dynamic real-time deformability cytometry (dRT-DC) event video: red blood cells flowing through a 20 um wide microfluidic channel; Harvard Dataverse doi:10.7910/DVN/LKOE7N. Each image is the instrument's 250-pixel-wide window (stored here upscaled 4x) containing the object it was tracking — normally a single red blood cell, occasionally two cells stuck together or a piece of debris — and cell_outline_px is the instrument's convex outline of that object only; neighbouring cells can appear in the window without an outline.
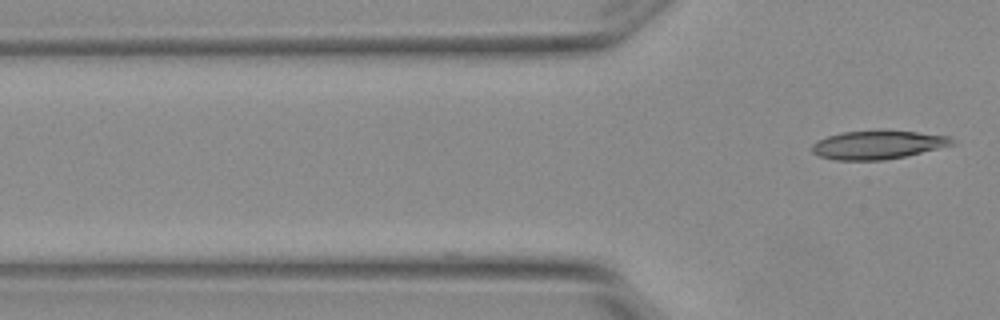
{"species": "Egyptian fruit bat (a non-hibernating species)", "species_latin": "Rousettus aegyptiacus", "temperature_condition": "warm", "stored_images_in_passage": 6, "segment_of_instrument_passage": [2, 2], "camera_frame_rate_fps": 3000, "um_per_image_px": 0.085, "animal": {"sex": "female"}, "frame": {"image": 1, "passage_image": 6, "time_ms": 1.667, "image_size_px": [1000, 320], "cell_outline_px": [[956, 144], [904, 156], [884, 160], [836, 160], [820, 156], [812, 152], [812, 144], [816, 140], [840, 132], [916, 132], [948, 136]], "centroid_in_image_um": [74.56, 12.33], "position_along_channel_um": 51.2, "area_um2": 22.6}}